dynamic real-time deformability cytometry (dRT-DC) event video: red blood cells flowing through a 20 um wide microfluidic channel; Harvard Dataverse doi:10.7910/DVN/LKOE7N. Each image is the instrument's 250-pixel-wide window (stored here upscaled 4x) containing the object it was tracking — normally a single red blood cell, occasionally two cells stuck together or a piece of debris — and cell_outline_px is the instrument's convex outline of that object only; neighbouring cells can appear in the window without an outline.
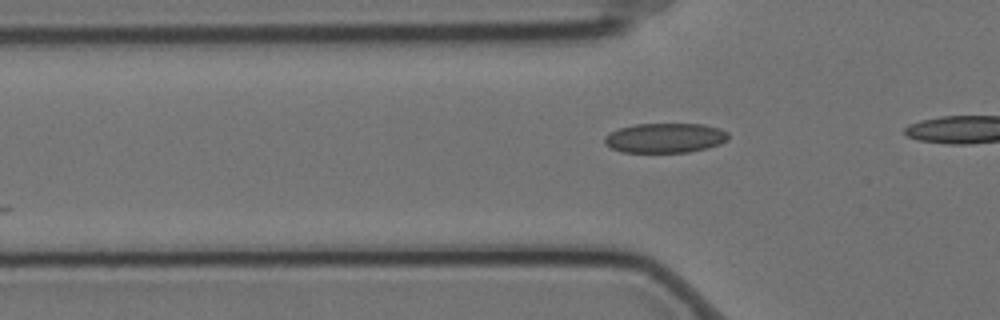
{"species": "Egyptian fruit bat (a non-hibernating species)", "species_latin": "Rousettus aegyptiacus", "temperature_condition": "cold", "stored_images_in_passage": 5, "camera_frame_rate_fps": 3000, "um_per_image_px": 0.085, "animal": {"sex": "female"}, "frame": {"image": 1, "passage_image": 5, "time_ms": 1.333, "image_size_px": [1000, 320], "cell_outline_px": [[728, 140], [720, 144], [708, 148], [688, 152], [620, 152], [604, 144], [604, 136], [620, 128], [636, 124], [704, 124], [720, 128], [728, 132]], "centroid_in_image_um": [56.55, 11.73], "position_along_channel_um": 69.2, "area_um2": 21.5}}